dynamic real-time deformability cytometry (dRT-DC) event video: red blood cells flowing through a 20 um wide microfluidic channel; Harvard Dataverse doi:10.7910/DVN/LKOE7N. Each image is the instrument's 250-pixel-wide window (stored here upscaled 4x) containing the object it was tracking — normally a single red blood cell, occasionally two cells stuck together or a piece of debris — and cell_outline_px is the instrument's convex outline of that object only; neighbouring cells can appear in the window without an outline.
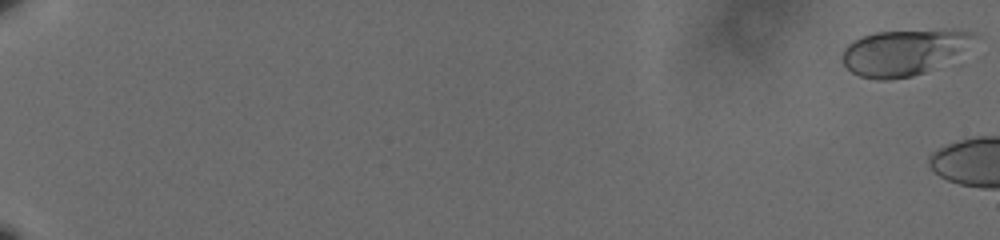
{"species": "human", "species_latin": "Homo sapiens", "temperature_condition": "cold", "stored_images_in_passage": 10, "camera_frame_rate_fps": 3000, "um_per_image_px": 0.085, "donor": {"sex": "male"}, "frame": {"image": 1, "passage_image": 1, "time_ms": 0.0, "image_size_px": [1000, 240], "cell_outline_px": [[980, 36], [924, 72], [912, 76], [888, 80], [876, 80], [860, 76], [852, 72], [844, 64], [844, 48], [848, 44], [864, 36], [876, 32], [976, 32]], "centroid_in_image_um": [76.67, 4.48], "position_along_channel_um": 8.3, "area_um2": 32.95}}